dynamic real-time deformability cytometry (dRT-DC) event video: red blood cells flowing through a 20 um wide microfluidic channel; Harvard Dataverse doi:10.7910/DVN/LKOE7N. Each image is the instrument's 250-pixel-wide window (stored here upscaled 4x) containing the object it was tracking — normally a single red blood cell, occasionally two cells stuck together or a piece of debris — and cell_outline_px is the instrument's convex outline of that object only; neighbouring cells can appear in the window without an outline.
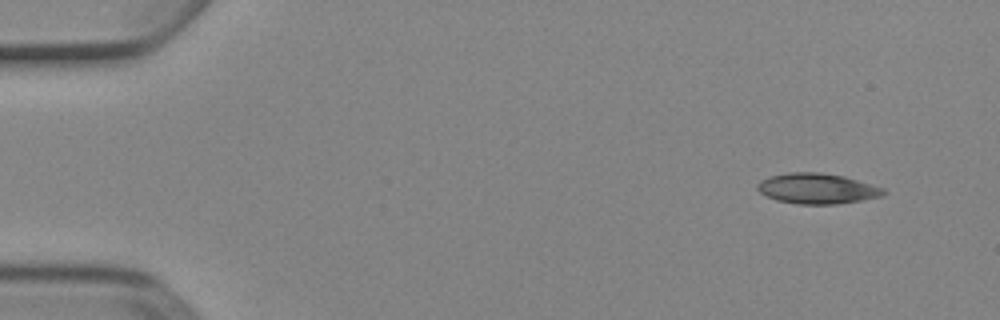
{"species": "Egyptian fruit bat (a non-hibernating species)", "species_latin": "Rousettus aegyptiacus", "temperature_condition": "cold", "stored_images_in_passage": 4, "camera_frame_rate_fps": 3000, "um_per_image_px": 0.085, "animal": {"sex": "female"}, "frame": {"image": 1, "passage_image": 1, "time_ms": 0.0, "image_size_px": [1000, 320], "cell_outline_px": [[888, 192], [884, 196], [836, 204], [796, 204], [776, 200], [760, 192], [756, 188], [756, 184], [760, 180], [768, 176], [788, 172], [820, 172], [844, 176], [884, 188]], "centroid_in_image_um": [69.45, 16.02], "position_along_channel_um": 15.6, "area_um2": 22.54}}
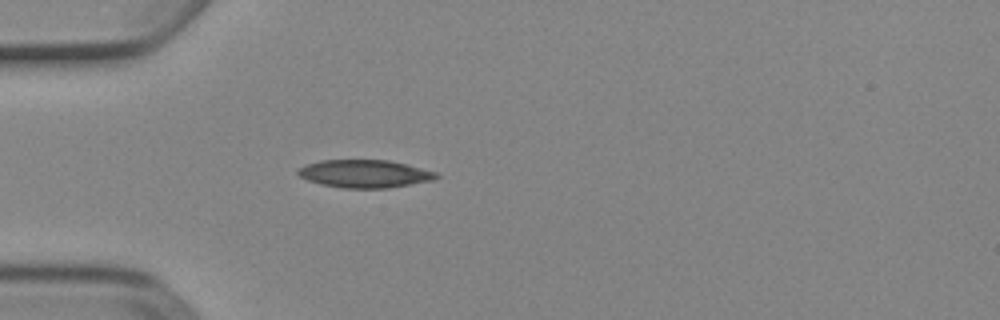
{"frame": {"image": 2, "passage_image": 4, "time_ms": 1.0, "image_size_px": [1000, 320], "cell_outline_px": [[440, 176], [432, 180], [388, 188], [344, 188], [320, 184], [308, 180], [300, 176], [296, 172], [296, 168], [320, 160], [388, 160], [408, 164], [436, 172]], "centroid_in_image_um": [30.98, 14.76], "position_along_channel_um": 54.0, "area_um2": 22.43}}